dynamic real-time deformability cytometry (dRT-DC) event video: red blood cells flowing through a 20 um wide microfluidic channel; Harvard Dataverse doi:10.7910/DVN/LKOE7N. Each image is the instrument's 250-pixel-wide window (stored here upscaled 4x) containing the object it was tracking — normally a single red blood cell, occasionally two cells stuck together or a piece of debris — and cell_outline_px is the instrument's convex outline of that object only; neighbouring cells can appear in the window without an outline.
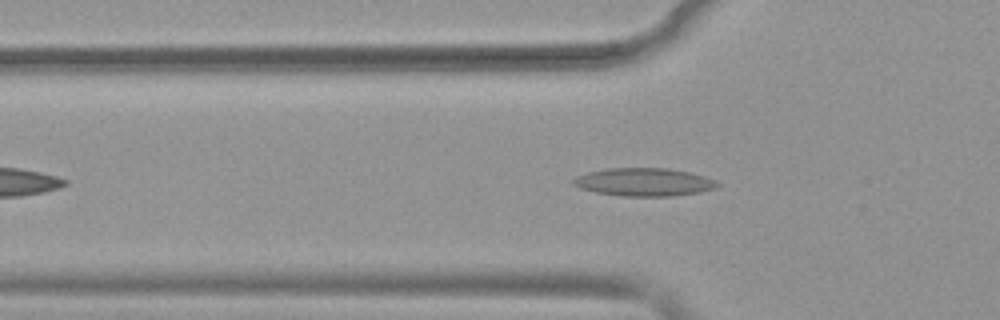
{"species": "common noctule bat (a hibernating species)", "species_latin": "Nyctalus noctula", "temperature_condition": "warm", "stored_images_in_passage": 30, "camera_frame_rate_fps": 3000, "um_per_image_px": 0.085, "animal": {"sex": "female", "body_mass_g": 19.9}, "frame": {"image": 1, "passage_image": 2, "time_ms": 0.333, "image_size_px": [1000, 320], "cell_outline_px": [[720, 184], [716, 188], [700, 192], [672, 196], [620, 196], [596, 192], [580, 188], [572, 184], [572, 180], [576, 176], [588, 172], [608, 168], [668, 168], [688, 172], [704, 176], [716, 180]], "centroid_in_image_um": [54.74, 15.47], "position_along_channel_um": 71.1, "area_um2": 23.58}}
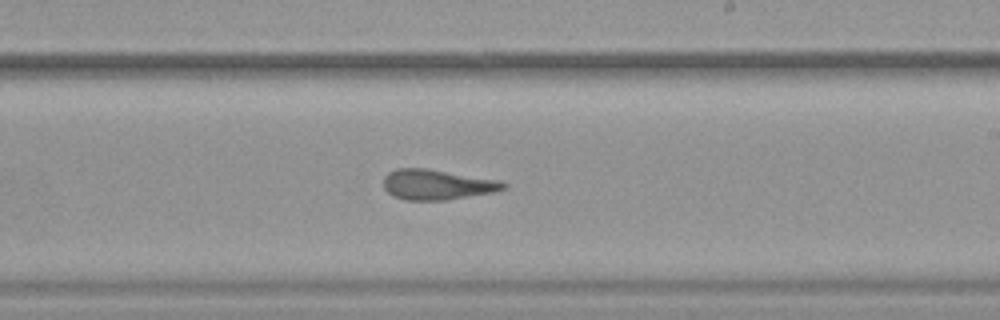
{"frame": {"image": 2, "passage_image": 16, "time_ms": 5.0, "image_size_px": [1000, 320], "cell_outline_px": [[508, 184], [504, 188], [492, 192], [448, 200], [408, 200], [396, 196], [388, 192], [384, 188], [384, 176], [388, 172], [396, 168], [428, 168], [500, 180]], "centroid_in_image_um": [37.15, 15.67], "position_along_channel_um": 251.9, "area_um2": 21.1}}
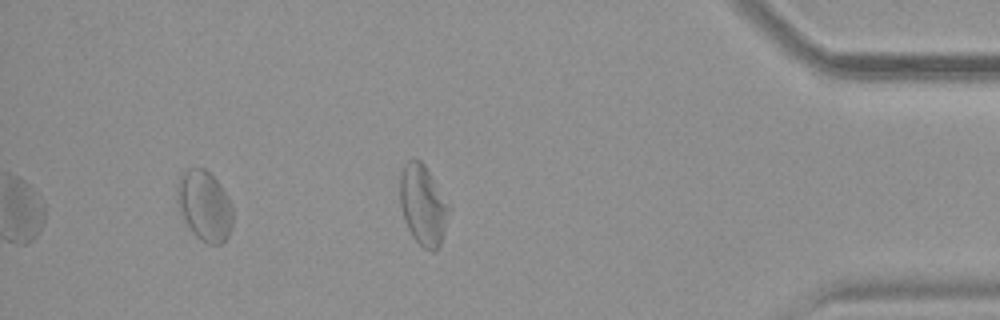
{"frame": {"image": 3, "passage_image": 30, "time_ms": 9.667, "image_size_px": [1000, 320], "cell_outline_px": [[232, 224], [228, 236], [220, 244], [208, 244], [200, 240], [192, 232], [176, 200], [176, 188], [180, 176], [188, 168], [204, 168], [220, 184], [232, 208]], "centroid_in_image_um": [17.37, 17.49], "position_along_channel_um": 417.8, "area_um2": 22.31}, "authors_computed_cell_mechanics": {"area_um2": 21.5594, "velocity_mm_per_s": 3.8795, "shape_relaxation_time_tau1_ms": null, "shape_relaxation_time_tau2_ms": 2.2745, "deformation_change_tau1": null, "deformation_change_tau2": 0.109}}